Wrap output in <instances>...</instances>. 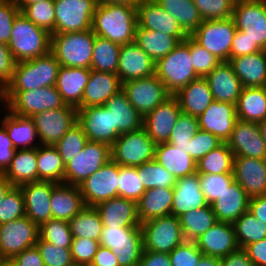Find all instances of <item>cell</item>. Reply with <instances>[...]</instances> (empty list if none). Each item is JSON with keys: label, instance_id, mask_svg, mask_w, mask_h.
I'll list each match as a JSON object with an SVG mask.
<instances>
[{"label": "cell", "instance_id": "obj_39", "mask_svg": "<svg viewBox=\"0 0 266 266\" xmlns=\"http://www.w3.org/2000/svg\"><path fill=\"white\" fill-rule=\"evenodd\" d=\"M173 204V189H147L137 202L140 224L148 220L171 215Z\"/></svg>", "mask_w": 266, "mask_h": 266}, {"label": "cell", "instance_id": "obj_57", "mask_svg": "<svg viewBox=\"0 0 266 266\" xmlns=\"http://www.w3.org/2000/svg\"><path fill=\"white\" fill-rule=\"evenodd\" d=\"M184 41L190 46L192 66L199 77H205L221 63L214 54L199 45L191 36H188Z\"/></svg>", "mask_w": 266, "mask_h": 266}, {"label": "cell", "instance_id": "obj_10", "mask_svg": "<svg viewBox=\"0 0 266 266\" xmlns=\"http://www.w3.org/2000/svg\"><path fill=\"white\" fill-rule=\"evenodd\" d=\"M111 160L110 146L88 141L83 150L65 164L64 183L78 186Z\"/></svg>", "mask_w": 266, "mask_h": 266}, {"label": "cell", "instance_id": "obj_15", "mask_svg": "<svg viewBox=\"0 0 266 266\" xmlns=\"http://www.w3.org/2000/svg\"><path fill=\"white\" fill-rule=\"evenodd\" d=\"M39 227L27 216L0 224V256L13 259L23 250L36 245Z\"/></svg>", "mask_w": 266, "mask_h": 266}, {"label": "cell", "instance_id": "obj_28", "mask_svg": "<svg viewBox=\"0 0 266 266\" xmlns=\"http://www.w3.org/2000/svg\"><path fill=\"white\" fill-rule=\"evenodd\" d=\"M204 78L208 82L214 100L237 104L243 86L228 61L219 63Z\"/></svg>", "mask_w": 266, "mask_h": 266}, {"label": "cell", "instance_id": "obj_67", "mask_svg": "<svg viewBox=\"0 0 266 266\" xmlns=\"http://www.w3.org/2000/svg\"><path fill=\"white\" fill-rule=\"evenodd\" d=\"M16 149L14 148L6 129L0 126V172L3 173L12 161Z\"/></svg>", "mask_w": 266, "mask_h": 266}, {"label": "cell", "instance_id": "obj_51", "mask_svg": "<svg viewBox=\"0 0 266 266\" xmlns=\"http://www.w3.org/2000/svg\"><path fill=\"white\" fill-rule=\"evenodd\" d=\"M199 130L198 118L181 112L167 143L189 154V142Z\"/></svg>", "mask_w": 266, "mask_h": 266}, {"label": "cell", "instance_id": "obj_2", "mask_svg": "<svg viewBox=\"0 0 266 266\" xmlns=\"http://www.w3.org/2000/svg\"><path fill=\"white\" fill-rule=\"evenodd\" d=\"M7 45L16 62L26 61L51 51V34L19 13Z\"/></svg>", "mask_w": 266, "mask_h": 266}, {"label": "cell", "instance_id": "obj_63", "mask_svg": "<svg viewBox=\"0 0 266 266\" xmlns=\"http://www.w3.org/2000/svg\"><path fill=\"white\" fill-rule=\"evenodd\" d=\"M223 142L212 133L199 130L189 142V155L197 162Z\"/></svg>", "mask_w": 266, "mask_h": 266}, {"label": "cell", "instance_id": "obj_72", "mask_svg": "<svg viewBox=\"0 0 266 266\" xmlns=\"http://www.w3.org/2000/svg\"><path fill=\"white\" fill-rule=\"evenodd\" d=\"M221 266H254V263L243 248H238L221 258Z\"/></svg>", "mask_w": 266, "mask_h": 266}, {"label": "cell", "instance_id": "obj_42", "mask_svg": "<svg viewBox=\"0 0 266 266\" xmlns=\"http://www.w3.org/2000/svg\"><path fill=\"white\" fill-rule=\"evenodd\" d=\"M155 63L169 54L180 41L158 31L136 27L134 41Z\"/></svg>", "mask_w": 266, "mask_h": 266}, {"label": "cell", "instance_id": "obj_8", "mask_svg": "<svg viewBox=\"0 0 266 266\" xmlns=\"http://www.w3.org/2000/svg\"><path fill=\"white\" fill-rule=\"evenodd\" d=\"M100 245L111 249L119 266H137L143 251L141 227H103Z\"/></svg>", "mask_w": 266, "mask_h": 266}, {"label": "cell", "instance_id": "obj_46", "mask_svg": "<svg viewBox=\"0 0 266 266\" xmlns=\"http://www.w3.org/2000/svg\"><path fill=\"white\" fill-rule=\"evenodd\" d=\"M121 46L95 35L90 70L117 74Z\"/></svg>", "mask_w": 266, "mask_h": 266}, {"label": "cell", "instance_id": "obj_22", "mask_svg": "<svg viewBox=\"0 0 266 266\" xmlns=\"http://www.w3.org/2000/svg\"><path fill=\"white\" fill-rule=\"evenodd\" d=\"M181 112L172 95L143 117L142 127L156 144L167 143Z\"/></svg>", "mask_w": 266, "mask_h": 266}, {"label": "cell", "instance_id": "obj_7", "mask_svg": "<svg viewBox=\"0 0 266 266\" xmlns=\"http://www.w3.org/2000/svg\"><path fill=\"white\" fill-rule=\"evenodd\" d=\"M156 143L142 127L121 134L110 146L111 160L122 166L137 167L154 160Z\"/></svg>", "mask_w": 266, "mask_h": 266}, {"label": "cell", "instance_id": "obj_52", "mask_svg": "<svg viewBox=\"0 0 266 266\" xmlns=\"http://www.w3.org/2000/svg\"><path fill=\"white\" fill-rule=\"evenodd\" d=\"M20 13L32 21L38 27L54 34L55 29V7L54 0H42L40 2L24 7Z\"/></svg>", "mask_w": 266, "mask_h": 266}, {"label": "cell", "instance_id": "obj_73", "mask_svg": "<svg viewBox=\"0 0 266 266\" xmlns=\"http://www.w3.org/2000/svg\"><path fill=\"white\" fill-rule=\"evenodd\" d=\"M249 211L266 224V195L250 198Z\"/></svg>", "mask_w": 266, "mask_h": 266}, {"label": "cell", "instance_id": "obj_36", "mask_svg": "<svg viewBox=\"0 0 266 266\" xmlns=\"http://www.w3.org/2000/svg\"><path fill=\"white\" fill-rule=\"evenodd\" d=\"M104 107L112 113L113 128L119 135L142 128L143 117L132 106L122 90L111 96Z\"/></svg>", "mask_w": 266, "mask_h": 266}, {"label": "cell", "instance_id": "obj_5", "mask_svg": "<svg viewBox=\"0 0 266 266\" xmlns=\"http://www.w3.org/2000/svg\"><path fill=\"white\" fill-rule=\"evenodd\" d=\"M1 102L11 113L22 117L66 106L55 85L27 91H2Z\"/></svg>", "mask_w": 266, "mask_h": 266}, {"label": "cell", "instance_id": "obj_12", "mask_svg": "<svg viewBox=\"0 0 266 266\" xmlns=\"http://www.w3.org/2000/svg\"><path fill=\"white\" fill-rule=\"evenodd\" d=\"M231 18L237 30L245 33L261 50L266 51L265 0H236Z\"/></svg>", "mask_w": 266, "mask_h": 266}, {"label": "cell", "instance_id": "obj_77", "mask_svg": "<svg viewBox=\"0 0 266 266\" xmlns=\"http://www.w3.org/2000/svg\"><path fill=\"white\" fill-rule=\"evenodd\" d=\"M14 1H15L16 6L21 11L24 7L29 6L31 4H34V3H37V2H40L42 0H14Z\"/></svg>", "mask_w": 266, "mask_h": 266}, {"label": "cell", "instance_id": "obj_35", "mask_svg": "<svg viewBox=\"0 0 266 266\" xmlns=\"http://www.w3.org/2000/svg\"><path fill=\"white\" fill-rule=\"evenodd\" d=\"M85 206L78 186L58 183L53 188L50 200L53 219L69 221Z\"/></svg>", "mask_w": 266, "mask_h": 266}, {"label": "cell", "instance_id": "obj_76", "mask_svg": "<svg viewBox=\"0 0 266 266\" xmlns=\"http://www.w3.org/2000/svg\"><path fill=\"white\" fill-rule=\"evenodd\" d=\"M143 0H98L99 3L104 4H118V3H129L134 6H137Z\"/></svg>", "mask_w": 266, "mask_h": 266}, {"label": "cell", "instance_id": "obj_48", "mask_svg": "<svg viewBox=\"0 0 266 266\" xmlns=\"http://www.w3.org/2000/svg\"><path fill=\"white\" fill-rule=\"evenodd\" d=\"M234 154L226 142L197 161L198 174H233Z\"/></svg>", "mask_w": 266, "mask_h": 266}, {"label": "cell", "instance_id": "obj_47", "mask_svg": "<svg viewBox=\"0 0 266 266\" xmlns=\"http://www.w3.org/2000/svg\"><path fill=\"white\" fill-rule=\"evenodd\" d=\"M73 238H88L100 241L103 223L95 207L85 206L69 221Z\"/></svg>", "mask_w": 266, "mask_h": 266}, {"label": "cell", "instance_id": "obj_65", "mask_svg": "<svg viewBox=\"0 0 266 266\" xmlns=\"http://www.w3.org/2000/svg\"><path fill=\"white\" fill-rule=\"evenodd\" d=\"M16 63L8 45L0 42V92L12 80Z\"/></svg>", "mask_w": 266, "mask_h": 266}, {"label": "cell", "instance_id": "obj_33", "mask_svg": "<svg viewBox=\"0 0 266 266\" xmlns=\"http://www.w3.org/2000/svg\"><path fill=\"white\" fill-rule=\"evenodd\" d=\"M182 113L199 117L214 101L208 82L204 77L191 81L173 95Z\"/></svg>", "mask_w": 266, "mask_h": 266}, {"label": "cell", "instance_id": "obj_27", "mask_svg": "<svg viewBox=\"0 0 266 266\" xmlns=\"http://www.w3.org/2000/svg\"><path fill=\"white\" fill-rule=\"evenodd\" d=\"M103 227H141L137 202L116 197L95 206Z\"/></svg>", "mask_w": 266, "mask_h": 266}, {"label": "cell", "instance_id": "obj_19", "mask_svg": "<svg viewBox=\"0 0 266 266\" xmlns=\"http://www.w3.org/2000/svg\"><path fill=\"white\" fill-rule=\"evenodd\" d=\"M137 26L175 36L180 42L188 37L175 17L154 0H143L137 5Z\"/></svg>", "mask_w": 266, "mask_h": 266}, {"label": "cell", "instance_id": "obj_25", "mask_svg": "<svg viewBox=\"0 0 266 266\" xmlns=\"http://www.w3.org/2000/svg\"><path fill=\"white\" fill-rule=\"evenodd\" d=\"M156 63L135 43L121 46L117 76L121 83L155 75Z\"/></svg>", "mask_w": 266, "mask_h": 266}, {"label": "cell", "instance_id": "obj_75", "mask_svg": "<svg viewBox=\"0 0 266 266\" xmlns=\"http://www.w3.org/2000/svg\"><path fill=\"white\" fill-rule=\"evenodd\" d=\"M196 266H221V259L203 255Z\"/></svg>", "mask_w": 266, "mask_h": 266}, {"label": "cell", "instance_id": "obj_70", "mask_svg": "<svg viewBox=\"0 0 266 266\" xmlns=\"http://www.w3.org/2000/svg\"><path fill=\"white\" fill-rule=\"evenodd\" d=\"M254 266H266V238L243 248Z\"/></svg>", "mask_w": 266, "mask_h": 266}, {"label": "cell", "instance_id": "obj_24", "mask_svg": "<svg viewBox=\"0 0 266 266\" xmlns=\"http://www.w3.org/2000/svg\"><path fill=\"white\" fill-rule=\"evenodd\" d=\"M237 120L235 104L216 100L198 117L200 129L212 133L222 142L230 138Z\"/></svg>", "mask_w": 266, "mask_h": 266}, {"label": "cell", "instance_id": "obj_44", "mask_svg": "<svg viewBox=\"0 0 266 266\" xmlns=\"http://www.w3.org/2000/svg\"><path fill=\"white\" fill-rule=\"evenodd\" d=\"M179 220L184 240L192 242L218 222L211 205L188 211Z\"/></svg>", "mask_w": 266, "mask_h": 266}, {"label": "cell", "instance_id": "obj_54", "mask_svg": "<svg viewBox=\"0 0 266 266\" xmlns=\"http://www.w3.org/2000/svg\"><path fill=\"white\" fill-rule=\"evenodd\" d=\"M145 191L137 167L119 165L118 197L138 202Z\"/></svg>", "mask_w": 266, "mask_h": 266}, {"label": "cell", "instance_id": "obj_32", "mask_svg": "<svg viewBox=\"0 0 266 266\" xmlns=\"http://www.w3.org/2000/svg\"><path fill=\"white\" fill-rule=\"evenodd\" d=\"M120 90H122V83L117 74L91 70L82 95V108L104 105Z\"/></svg>", "mask_w": 266, "mask_h": 266}, {"label": "cell", "instance_id": "obj_31", "mask_svg": "<svg viewBox=\"0 0 266 266\" xmlns=\"http://www.w3.org/2000/svg\"><path fill=\"white\" fill-rule=\"evenodd\" d=\"M249 200L248 194L234 180L220 197L210 205L217 221L233 223L249 210Z\"/></svg>", "mask_w": 266, "mask_h": 266}, {"label": "cell", "instance_id": "obj_55", "mask_svg": "<svg viewBox=\"0 0 266 266\" xmlns=\"http://www.w3.org/2000/svg\"><path fill=\"white\" fill-rule=\"evenodd\" d=\"M87 142L88 138L83 132L82 127L75 123L54 147L61 155L64 164H66L83 150Z\"/></svg>", "mask_w": 266, "mask_h": 266}, {"label": "cell", "instance_id": "obj_64", "mask_svg": "<svg viewBox=\"0 0 266 266\" xmlns=\"http://www.w3.org/2000/svg\"><path fill=\"white\" fill-rule=\"evenodd\" d=\"M19 13L14 0H0V42L8 44L14 19Z\"/></svg>", "mask_w": 266, "mask_h": 266}, {"label": "cell", "instance_id": "obj_4", "mask_svg": "<svg viewBox=\"0 0 266 266\" xmlns=\"http://www.w3.org/2000/svg\"><path fill=\"white\" fill-rule=\"evenodd\" d=\"M95 34L81 32L51 34V52L60 66L90 69Z\"/></svg>", "mask_w": 266, "mask_h": 266}, {"label": "cell", "instance_id": "obj_43", "mask_svg": "<svg viewBox=\"0 0 266 266\" xmlns=\"http://www.w3.org/2000/svg\"><path fill=\"white\" fill-rule=\"evenodd\" d=\"M65 164L58 150L51 145L37 147V181L64 183Z\"/></svg>", "mask_w": 266, "mask_h": 266}, {"label": "cell", "instance_id": "obj_34", "mask_svg": "<svg viewBox=\"0 0 266 266\" xmlns=\"http://www.w3.org/2000/svg\"><path fill=\"white\" fill-rule=\"evenodd\" d=\"M228 62L243 87H266V51L234 57Z\"/></svg>", "mask_w": 266, "mask_h": 266}, {"label": "cell", "instance_id": "obj_53", "mask_svg": "<svg viewBox=\"0 0 266 266\" xmlns=\"http://www.w3.org/2000/svg\"><path fill=\"white\" fill-rule=\"evenodd\" d=\"M39 237L46 242L70 249L73 235L68 221L50 219L39 227Z\"/></svg>", "mask_w": 266, "mask_h": 266}, {"label": "cell", "instance_id": "obj_6", "mask_svg": "<svg viewBox=\"0 0 266 266\" xmlns=\"http://www.w3.org/2000/svg\"><path fill=\"white\" fill-rule=\"evenodd\" d=\"M155 75L172 95L199 78L192 66L190 46L182 41L169 54L159 59L156 62Z\"/></svg>", "mask_w": 266, "mask_h": 266}, {"label": "cell", "instance_id": "obj_50", "mask_svg": "<svg viewBox=\"0 0 266 266\" xmlns=\"http://www.w3.org/2000/svg\"><path fill=\"white\" fill-rule=\"evenodd\" d=\"M137 173L145 190L150 188L173 189L177 182L175 176L155 159L137 166Z\"/></svg>", "mask_w": 266, "mask_h": 266}, {"label": "cell", "instance_id": "obj_61", "mask_svg": "<svg viewBox=\"0 0 266 266\" xmlns=\"http://www.w3.org/2000/svg\"><path fill=\"white\" fill-rule=\"evenodd\" d=\"M100 242L88 238H73L70 251L75 266H90Z\"/></svg>", "mask_w": 266, "mask_h": 266}, {"label": "cell", "instance_id": "obj_56", "mask_svg": "<svg viewBox=\"0 0 266 266\" xmlns=\"http://www.w3.org/2000/svg\"><path fill=\"white\" fill-rule=\"evenodd\" d=\"M26 216L24 197L20 187L13 186L0 203V224Z\"/></svg>", "mask_w": 266, "mask_h": 266}, {"label": "cell", "instance_id": "obj_37", "mask_svg": "<svg viewBox=\"0 0 266 266\" xmlns=\"http://www.w3.org/2000/svg\"><path fill=\"white\" fill-rule=\"evenodd\" d=\"M3 107L5 108L6 113L4 114L0 125L6 129L14 148L16 150L30 149L37 148L41 145L39 141L37 142V139L39 140V138L33 120L30 117L15 115L4 105Z\"/></svg>", "mask_w": 266, "mask_h": 266}, {"label": "cell", "instance_id": "obj_14", "mask_svg": "<svg viewBox=\"0 0 266 266\" xmlns=\"http://www.w3.org/2000/svg\"><path fill=\"white\" fill-rule=\"evenodd\" d=\"M98 0H54V33L81 32L92 29Z\"/></svg>", "mask_w": 266, "mask_h": 266}, {"label": "cell", "instance_id": "obj_11", "mask_svg": "<svg viewBox=\"0 0 266 266\" xmlns=\"http://www.w3.org/2000/svg\"><path fill=\"white\" fill-rule=\"evenodd\" d=\"M236 31L232 18L203 20L191 37L222 62L230 60L232 40Z\"/></svg>", "mask_w": 266, "mask_h": 266}, {"label": "cell", "instance_id": "obj_29", "mask_svg": "<svg viewBox=\"0 0 266 266\" xmlns=\"http://www.w3.org/2000/svg\"><path fill=\"white\" fill-rule=\"evenodd\" d=\"M207 205L209 204L201 190L198 173L177 179L173 188L171 215L179 218L188 211Z\"/></svg>", "mask_w": 266, "mask_h": 266}, {"label": "cell", "instance_id": "obj_60", "mask_svg": "<svg viewBox=\"0 0 266 266\" xmlns=\"http://www.w3.org/2000/svg\"><path fill=\"white\" fill-rule=\"evenodd\" d=\"M45 266H75L70 249L43 241L40 237L35 245Z\"/></svg>", "mask_w": 266, "mask_h": 266}, {"label": "cell", "instance_id": "obj_1", "mask_svg": "<svg viewBox=\"0 0 266 266\" xmlns=\"http://www.w3.org/2000/svg\"><path fill=\"white\" fill-rule=\"evenodd\" d=\"M136 27L137 6L98 2L92 19V31L95 35L125 45L135 41Z\"/></svg>", "mask_w": 266, "mask_h": 266}, {"label": "cell", "instance_id": "obj_45", "mask_svg": "<svg viewBox=\"0 0 266 266\" xmlns=\"http://www.w3.org/2000/svg\"><path fill=\"white\" fill-rule=\"evenodd\" d=\"M166 12L175 17L184 32L191 36L203 19L193 0H154Z\"/></svg>", "mask_w": 266, "mask_h": 266}, {"label": "cell", "instance_id": "obj_49", "mask_svg": "<svg viewBox=\"0 0 266 266\" xmlns=\"http://www.w3.org/2000/svg\"><path fill=\"white\" fill-rule=\"evenodd\" d=\"M232 224L239 248L266 238V224L257 219L249 210Z\"/></svg>", "mask_w": 266, "mask_h": 266}, {"label": "cell", "instance_id": "obj_74", "mask_svg": "<svg viewBox=\"0 0 266 266\" xmlns=\"http://www.w3.org/2000/svg\"><path fill=\"white\" fill-rule=\"evenodd\" d=\"M12 187L13 185L7 180L5 175L0 172V203Z\"/></svg>", "mask_w": 266, "mask_h": 266}, {"label": "cell", "instance_id": "obj_9", "mask_svg": "<svg viewBox=\"0 0 266 266\" xmlns=\"http://www.w3.org/2000/svg\"><path fill=\"white\" fill-rule=\"evenodd\" d=\"M143 250L170 253L185 240L180 220L174 215H167L141 223Z\"/></svg>", "mask_w": 266, "mask_h": 266}, {"label": "cell", "instance_id": "obj_66", "mask_svg": "<svg viewBox=\"0 0 266 266\" xmlns=\"http://www.w3.org/2000/svg\"><path fill=\"white\" fill-rule=\"evenodd\" d=\"M262 51L256 43H253L245 33L237 30L232 40L230 59L238 56L249 55Z\"/></svg>", "mask_w": 266, "mask_h": 266}, {"label": "cell", "instance_id": "obj_41", "mask_svg": "<svg viewBox=\"0 0 266 266\" xmlns=\"http://www.w3.org/2000/svg\"><path fill=\"white\" fill-rule=\"evenodd\" d=\"M237 118L259 123L266 119V87H243L236 104Z\"/></svg>", "mask_w": 266, "mask_h": 266}, {"label": "cell", "instance_id": "obj_59", "mask_svg": "<svg viewBox=\"0 0 266 266\" xmlns=\"http://www.w3.org/2000/svg\"><path fill=\"white\" fill-rule=\"evenodd\" d=\"M201 190L210 205L234 181L233 174H199Z\"/></svg>", "mask_w": 266, "mask_h": 266}, {"label": "cell", "instance_id": "obj_3", "mask_svg": "<svg viewBox=\"0 0 266 266\" xmlns=\"http://www.w3.org/2000/svg\"><path fill=\"white\" fill-rule=\"evenodd\" d=\"M59 67L51 51L34 59L17 62L12 80L3 91H27L54 86Z\"/></svg>", "mask_w": 266, "mask_h": 266}, {"label": "cell", "instance_id": "obj_16", "mask_svg": "<svg viewBox=\"0 0 266 266\" xmlns=\"http://www.w3.org/2000/svg\"><path fill=\"white\" fill-rule=\"evenodd\" d=\"M118 178L119 164L109 160L78 185L85 205L95 207L101 202L118 197Z\"/></svg>", "mask_w": 266, "mask_h": 266}, {"label": "cell", "instance_id": "obj_13", "mask_svg": "<svg viewBox=\"0 0 266 266\" xmlns=\"http://www.w3.org/2000/svg\"><path fill=\"white\" fill-rule=\"evenodd\" d=\"M122 91L142 117L172 96L156 75L126 81L122 83Z\"/></svg>", "mask_w": 266, "mask_h": 266}, {"label": "cell", "instance_id": "obj_26", "mask_svg": "<svg viewBox=\"0 0 266 266\" xmlns=\"http://www.w3.org/2000/svg\"><path fill=\"white\" fill-rule=\"evenodd\" d=\"M194 242L204 255L220 259L239 248L230 222L218 221Z\"/></svg>", "mask_w": 266, "mask_h": 266}, {"label": "cell", "instance_id": "obj_17", "mask_svg": "<svg viewBox=\"0 0 266 266\" xmlns=\"http://www.w3.org/2000/svg\"><path fill=\"white\" fill-rule=\"evenodd\" d=\"M30 118L34 122L40 144L54 146L77 123V108L66 105L34 114Z\"/></svg>", "mask_w": 266, "mask_h": 266}, {"label": "cell", "instance_id": "obj_23", "mask_svg": "<svg viewBox=\"0 0 266 266\" xmlns=\"http://www.w3.org/2000/svg\"><path fill=\"white\" fill-rule=\"evenodd\" d=\"M233 176L250 198L266 195V159L234 156Z\"/></svg>", "mask_w": 266, "mask_h": 266}, {"label": "cell", "instance_id": "obj_38", "mask_svg": "<svg viewBox=\"0 0 266 266\" xmlns=\"http://www.w3.org/2000/svg\"><path fill=\"white\" fill-rule=\"evenodd\" d=\"M154 159L171 172L176 179L197 173V162L189 154H186L185 150L175 148L169 143L156 145Z\"/></svg>", "mask_w": 266, "mask_h": 266}, {"label": "cell", "instance_id": "obj_69", "mask_svg": "<svg viewBox=\"0 0 266 266\" xmlns=\"http://www.w3.org/2000/svg\"><path fill=\"white\" fill-rule=\"evenodd\" d=\"M137 266H172L169 253L143 250Z\"/></svg>", "mask_w": 266, "mask_h": 266}, {"label": "cell", "instance_id": "obj_58", "mask_svg": "<svg viewBox=\"0 0 266 266\" xmlns=\"http://www.w3.org/2000/svg\"><path fill=\"white\" fill-rule=\"evenodd\" d=\"M236 0H193L203 20L231 18Z\"/></svg>", "mask_w": 266, "mask_h": 266}, {"label": "cell", "instance_id": "obj_62", "mask_svg": "<svg viewBox=\"0 0 266 266\" xmlns=\"http://www.w3.org/2000/svg\"><path fill=\"white\" fill-rule=\"evenodd\" d=\"M203 255L195 242L184 241L169 253V258L172 266H196Z\"/></svg>", "mask_w": 266, "mask_h": 266}, {"label": "cell", "instance_id": "obj_18", "mask_svg": "<svg viewBox=\"0 0 266 266\" xmlns=\"http://www.w3.org/2000/svg\"><path fill=\"white\" fill-rule=\"evenodd\" d=\"M77 123L82 127L88 141L111 146L120 136L113 128L112 113L104 105L77 109Z\"/></svg>", "mask_w": 266, "mask_h": 266}, {"label": "cell", "instance_id": "obj_40", "mask_svg": "<svg viewBox=\"0 0 266 266\" xmlns=\"http://www.w3.org/2000/svg\"><path fill=\"white\" fill-rule=\"evenodd\" d=\"M3 174L13 186L37 181V148L17 149Z\"/></svg>", "mask_w": 266, "mask_h": 266}, {"label": "cell", "instance_id": "obj_78", "mask_svg": "<svg viewBox=\"0 0 266 266\" xmlns=\"http://www.w3.org/2000/svg\"><path fill=\"white\" fill-rule=\"evenodd\" d=\"M261 136L266 144V119L258 123Z\"/></svg>", "mask_w": 266, "mask_h": 266}, {"label": "cell", "instance_id": "obj_21", "mask_svg": "<svg viewBox=\"0 0 266 266\" xmlns=\"http://www.w3.org/2000/svg\"><path fill=\"white\" fill-rule=\"evenodd\" d=\"M57 184L39 180L19 186L24 197L26 216L38 227L52 219L50 200Z\"/></svg>", "mask_w": 266, "mask_h": 266}, {"label": "cell", "instance_id": "obj_71", "mask_svg": "<svg viewBox=\"0 0 266 266\" xmlns=\"http://www.w3.org/2000/svg\"><path fill=\"white\" fill-rule=\"evenodd\" d=\"M90 266H119V262L111 249L100 245Z\"/></svg>", "mask_w": 266, "mask_h": 266}, {"label": "cell", "instance_id": "obj_30", "mask_svg": "<svg viewBox=\"0 0 266 266\" xmlns=\"http://www.w3.org/2000/svg\"><path fill=\"white\" fill-rule=\"evenodd\" d=\"M90 73L86 68L59 67L55 87L66 105L82 108V95Z\"/></svg>", "mask_w": 266, "mask_h": 266}, {"label": "cell", "instance_id": "obj_68", "mask_svg": "<svg viewBox=\"0 0 266 266\" xmlns=\"http://www.w3.org/2000/svg\"><path fill=\"white\" fill-rule=\"evenodd\" d=\"M13 260L17 266H45L36 246L23 250Z\"/></svg>", "mask_w": 266, "mask_h": 266}, {"label": "cell", "instance_id": "obj_79", "mask_svg": "<svg viewBox=\"0 0 266 266\" xmlns=\"http://www.w3.org/2000/svg\"><path fill=\"white\" fill-rule=\"evenodd\" d=\"M0 266H17L13 259H2Z\"/></svg>", "mask_w": 266, "mask_h": 266}, {"label": "cell", "instance_id": "obj_20", "mask_svg": "<svg viewBox=\"0 0 266 266\" xmlns=\"http://www.w3.org/2000/svg\"><path fill=\"white\" fill-rule=\"evenodd\" d=\"M226 143L234 156L266 159V144L258 123L238 119Z\"/></svg>", "mask_w": 266, "mask_h": 266}]
</instances>
